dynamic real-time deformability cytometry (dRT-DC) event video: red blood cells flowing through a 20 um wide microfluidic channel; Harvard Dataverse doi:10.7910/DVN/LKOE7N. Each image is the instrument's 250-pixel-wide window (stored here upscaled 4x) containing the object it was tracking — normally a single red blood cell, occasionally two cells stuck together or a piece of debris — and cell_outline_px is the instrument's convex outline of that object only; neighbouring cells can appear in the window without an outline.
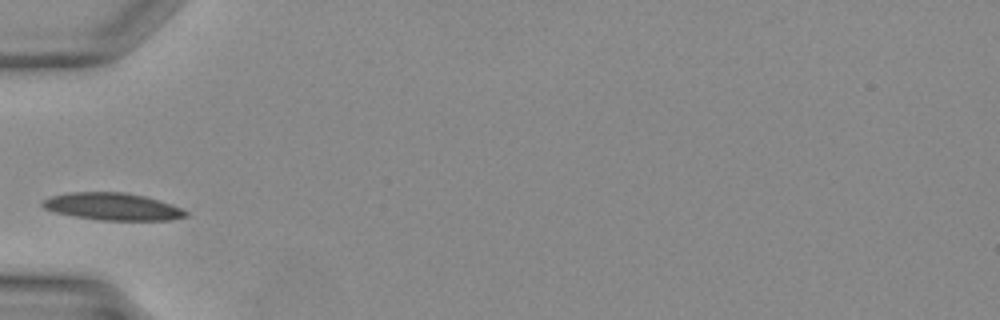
{"species": "Egyptian fruit bat (a non-hibernating species)", "species_latin": "Rousettus aegyptiacus", "temperature_condition": "warm", "stored_images_in_passage": 23, "camera_frame_rate_fps": 3000, "um_per_image_px": 0.085, "animal": {"sex": "female"}, "frame": {"image": 1, "passage_image": 1, "time_ms": 0.0, "image_size_px": [1000, 320], "cell_outline_px": [[188, 216], [172, 220], [100, 220], [72, 216], [56, 212], [44, 208], [40, 204], [40, 200], [52, 196], [72, 192], [124, 192], [144, 196], [180, 208], [188, 212]], "centroid_in_image_um": [9.52, 17.56], "position_along_channel_um": 75.5, "area_um2": 22.6}}
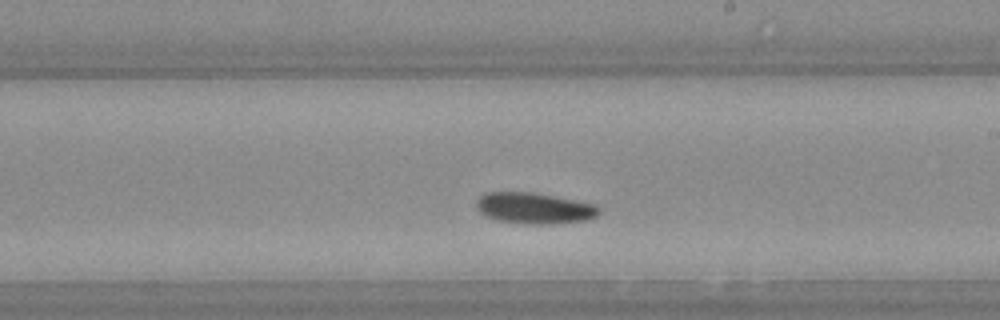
{"frame": {"image": 2, "passage_image": 11, "time_ms": 3.333, "image_size_px": [1000, 320], "cell_outline_px": [[600, 212], [596, 216], [588, 220], [552, 224], [528, 224], [496, 220], [484, 216], [476, 208], [476, 200], [480, 196], [488, 192], [536, 192], [596, 204], [600, 208]], "centroid_in_image_um": [45.42, 17.69], "position_along_channel_um": 243.6, "area_um2": 22.54}}
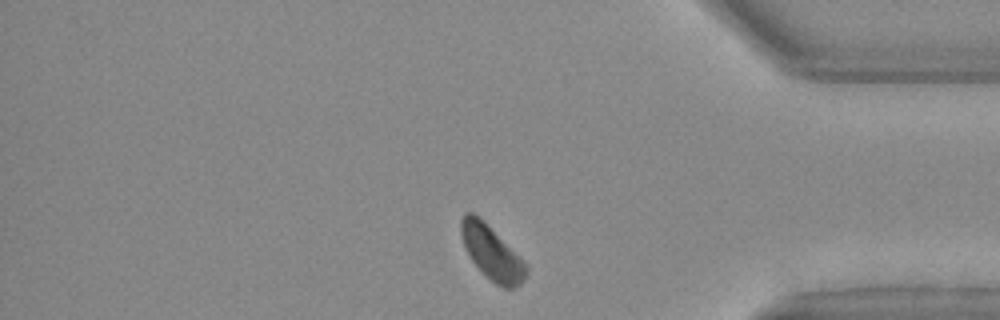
{"frame": {"image": 3, "passage_image": 21, "time_ms": 6.667, "image_size_px": [1000, 320], "cell_outline_px": [[528, 272], [524, 280], [520, 284], [512, 288], [504, 288], [496, 284], [472, 260], [464, 244], [460, 232], [460, 220], [464, 212], [472, 212], [528, 264]], "centroid_in_image_um": [41.82, 21.5], "position_along_channel_um": 393.4, "area_um2": 19.65}}